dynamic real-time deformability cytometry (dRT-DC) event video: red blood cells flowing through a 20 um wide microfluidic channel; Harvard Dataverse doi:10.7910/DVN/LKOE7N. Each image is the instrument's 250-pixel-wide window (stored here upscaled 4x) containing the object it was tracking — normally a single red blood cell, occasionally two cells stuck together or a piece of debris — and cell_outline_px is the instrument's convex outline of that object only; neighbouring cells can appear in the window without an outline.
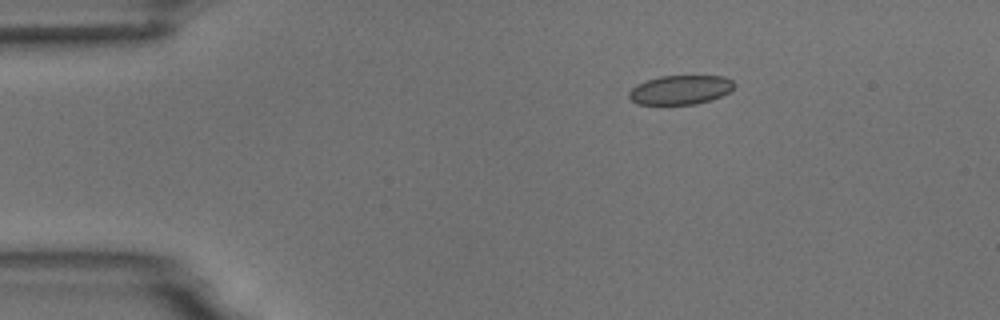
{"species": "common noctule bat (a hibernating species)", "species_latin": "Nyctalus noctula", "temperature_condition": "room temperature", "stored_images_in_passage": 4, "camera_frame_rate_fps": 3000, "um_per_image_px": 0.085, "animal": {"sex": "male", "body_mass_g": 18.8}, "frame": {"image": 1, "passage_image": 2, "time_ms": 2.0, "image_size_px": [1000, 320], "cell_outline_px": [[736, 84], [728, 92], [712, 100], [696, 104], [640, 104], [632, 100], [628, 96], [628, 92], [636, 84], [660, 76], [724, 76], [732, 80]], "centroid_in_image_um": [57.84, 7.63], "position_along_channel_um": 27.2, "area_um2": 17.8}}
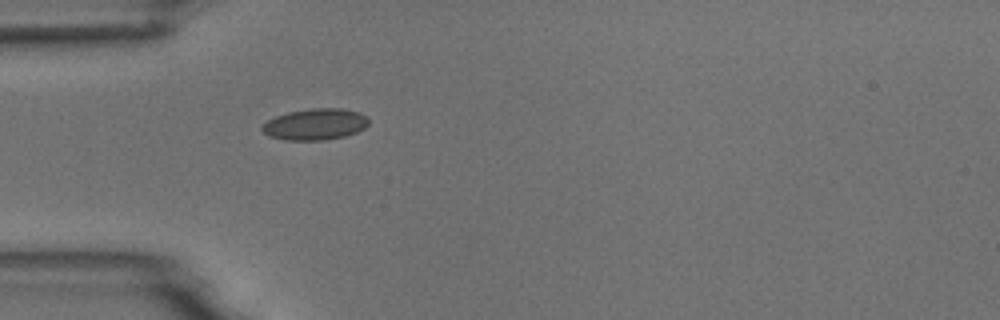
{"frame": {"image": 2, "passage_image": 4, "time_ms": 4.333, "image_size_px": [1000, 320], "cell_outline_px": [[368, 124], [364, 128], [356, 132], [344, 136], [324, 140], [284, 140], [268, 136], [260, 128], [268, 120], [276, 116], [288, 112], [312, 108], [344, 108], [360, 112], [368, 116]], "centroid_in_image_um": [26.81, 10.56], "position_along_channel_um": 58.2, "area_um2": 19.54}}